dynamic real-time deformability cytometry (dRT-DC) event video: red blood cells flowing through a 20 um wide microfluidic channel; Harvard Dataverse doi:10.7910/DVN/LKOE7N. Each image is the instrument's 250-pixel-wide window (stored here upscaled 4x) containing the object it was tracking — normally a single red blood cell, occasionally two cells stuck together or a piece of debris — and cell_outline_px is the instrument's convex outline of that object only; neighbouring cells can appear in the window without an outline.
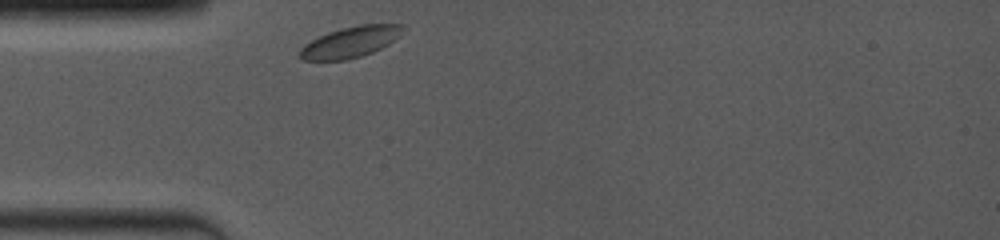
{"species": "common noctule bat (a hibernating species)", "species_latin": "Nyctalus noctula", "temperature_condition": "room temperature", "stored_images_in_passage": 6, "camera_frame_rate_fps": 4000, "um_per_image_px": 0.085, "animal": {"sex": "female", "body_mass_g": 19.0, "forearm_length_mm": 53.3}, "frame": {"image": 1, "passage_image": 1, "time_ms": 0.0, "image_size_px": [1000, 240], "cell_outline_px": [[408, 28], [400, 36], [388, 44], [372, 52], [360, 56], [344, 60], [304, 60], [296, 52], [304, 44], [328, 32], [340, 28], [360, 24], [404, 24]], "centroid_in_image_um": [29.82, 3.55], "position_along_channel_um": 55.2, "area_um2": 18.73}}
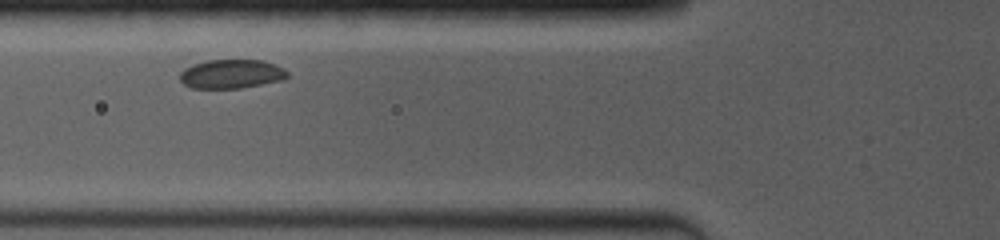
{"frame": {"image": 2, "passage_image": 3, "time_ms": 1.5, "image_size_px": [1000, 240], "cell_outline_px": [[288, 76], [284, 80], [240, 88], [192, 88], [184, 84], [180, 80], [180, 72], [184, 68], [192, 64], [208, 60], [264, 60], [284, 68], [288, 72]], "centroid_in_image_um": [19.68, 6.28], "position_along_channel_um": 106.1, "area_um2": 18.26}}
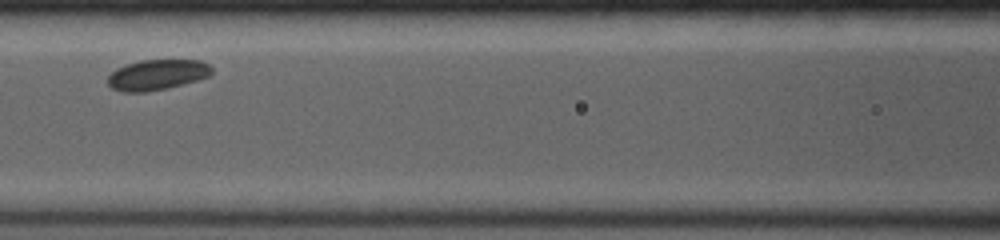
{"frame": {"image": 3, "passage_image": 5, "time_ms": 2.75, "image_size_px": [1000, 240], "cell_outline_px": [[212, 72], [208, 76], [196, 80], [168, 88], [144, 92], [124, 92], [112, 88], [108, 84], [108, 76], [116, 68], [124, 64], [140, 60], [200, 60], [208, 64], [212, 68]], "centroid_in_image_um": [13.33, 6.35], "position_along_channel_um": 153.3, "area_um2": 18.44}}